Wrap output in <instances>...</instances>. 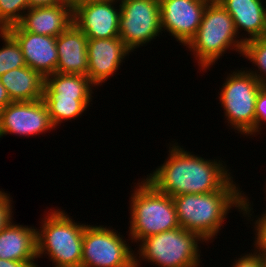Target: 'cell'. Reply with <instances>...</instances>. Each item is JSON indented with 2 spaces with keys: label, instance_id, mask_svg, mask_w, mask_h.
<instances>
[{
  "label": "cell",
  "instance_id": "cell-19",
  "mask_svg": "<svg viewBox=\"0 0 266 267\" xmlns=\"http://www.w3.org/2000/svg\"><path fill=\"white\" fill-rule=\"evenodd\" d=\"M0 81L12 102L43 99L45 78L28 66L2 74Z\"/></svg>",
  "mask_w": 266,
  "mask_h": 267
},
{
  "label": "cell",
  "instance_id": "cell-15",
  "mask_svg": "<svg viewBox=\"0 0 266 267\" xmlns=\"http://www.w3.org/2000/svg\"><path fill=\"white\" fill-rule=\"evenodd\" d=\"M73 23L69 4L29 8L17 25L27 32L57 37Z\"/></svg>",
  "mask_w": 266,
  "mask_h": 267
},
{
  "label": "cell",
  "instance_id": "cell-24",
  "mask_svg": "<svg viewBox=\"0 0 266 267\" xmlns=\"http://www.w3.org/2000/svg\"><path fill=\"white\" fill-rule=\"evenodd\" d=\"M29 9V0H0V30L17 24Z\"/></svg>",
  "mask_w": 266,
  "mask_h": 267
},
{
  "label": "cell",
  "instance_id": "cell-26",
  "mask_svg": "<svg viewBox=\"0 0 266 267\" xmlns=\"http://www.w3.org/2000/svg\"><path fill=\"white\" fill-rule=\"evenodd\" d=\"M255 241L254 246L257 251H266V210L257 220L254 221Z\"/></svg>",
  "mask_w": 266,
  "mask_h": 267
},
{
  "label": "cell",
  "instance_id": "cell-31",
  "mask_svg": "<svg viewBox=\"0 0 266 267\" xmlns=\"http://www.w3.org/2000/svg\"><path fill=\"white\" fill-rule=\"evenodd\" d=\"M0 267H30L26 262L0 259Z\"/></svg>",
  "mask_w": 266,
  "mask_h": 267
},
{
  "label": "cell",
  "instance_id": "cell-28",
  "mask_svg": "<svg viewBox=\"0 0 266 267\" xmlns=\"http://www.w3.org/2000/svg\"><path fill=\"white\" fill-rule=\"evenodd\" d=\"M241 257V258H240ZM234 260L231 267H263L261 253L255 250L253 253H247Z\"/></svg>",
  "mask_w": 266,
  "mask_h": 267
},
{
  "label": "cell",
  "instance_id": "cell-14",
  "mask_svg": "<svg viewBox=\"0 0 266 267\" xmlns=\"http://www.w3.org/2000/svg\"><path fill=\"white\" fill-rule=\"evenodd\" d=\"M131 51L120 37L109 39H88L87 56L89 80L99 86L119 69L121 63Z\"/></svg>",
  "mask_w": 266,
  "mask_h": 267
},
{
  "label": "cell",
  "instance_id": "cell-25",
  "mask_svg": "<svg viewBox=\"0 0 266 267\" xmlns=\"http://www.w3.org/2000/svg\"><path fill=\"white\" fill-rule=\"evenodd\" d=\"M264 122L266 123V85L261 87L256 97L255 134L261 131V125L265 124Z\"/></svg>",
  "mask_w": 266,
  "mask_h": 267
},
{
  "label": "cell",
  "instance_id": "cell-8",
  "mask_svg": "<svg viewBox=\"0 0 266 267\" xmlns=\"http://www.w3.org/2000/svg\"><path fill=\"white\" fill-rule=\"evenodd\" d=\"M118 231L104 225H86L81 267H135V251Z\"/></svg>",
  "mask_w": 266,
  "mask_h": 267
},
{
  "label": "cell",
  "instance_id": "cell-29",
  "mask_svg": "<svg viewBox=\"0 0 266 267\" xmlns=\"http://www.w3.org/2000/svg\"><path fill=\"white\" fill-rule=\"evenodd\" d=\"M68 4L67 0H29V8Z\"/></svg>",
  "mask_w": 266,
  "mask_h": 267
},
{
  "label": "cell",
  "instance_id": "cell-9",
  "mask_svg": "<svg viewBox=\"0 0 266 267\" xmlns=\"http://www.w3.org/2000/svg\"><path fill=\"white\" fill-rule=\"evenodd\" d=\"M119 1V37L131 52L162 33L159 0Z\"/></svg>",
  "mask_w": 266,
  "mask_h": 267
},
{
  "label": "cell",
  "instance_id": "cell-18",
  "mask_svg": "<svg viewBox=\"0 0 266 267\" xmlns=\"http://www.w3.org/2000/svg\"><path fill=\"white\" fill-rule=\"evenodd\" d=\"M232 17L235 29L246 31L244 41L266 36V1L264 0H217Z\"/></svg>",
  "mask_w": 266,
  "mask_h": 267
},
{
  "label": "cell",
  "instance_id": "cell-27",
  "mask_svg": "<svg viewBox=\"0 0 266 267\" xmlns=\"http://www.w3.org/2000/svg\"><path fill=\"white\" fill-rule=\"evenodd\" d=\"M12 202L10 194L0 190V231L13 220Z\"/></svg>",
  "mask_w": 266,
  "mask_h": 267
},
{
  "label": "cell",
  "instance_id": "cell-30",
  "mask_svg": "<svg viewBox=\"0 0 266 267\" xmlns=\"http://www.w3.org/2000/svg\"><path fill=\"white\" fill-rule=\"evenodd\" d=\"M11 99L9 98L7 91L3 84L0 81V111L5 108L7 105L11 103Z\"/></svg>",
  "mask_w": 266,
  "mask_h": 267
},
{
  "label": "cell",
  "instance_id": "cell-32",
  "mask_svg": "<svg viewBox=\"0 0 266 267\" xmlns=\"http://www.w3.org/2000/svg\"><path fill=\"white\" fill-rule=\"evenodd\" d=\"M106 0H67V3L70 5L74 11L77 7H80L84 4L93 3V2H102Z\"/></svg>",
  "mask_w": 266,
  "mask_h": 267
},
{
  "label": "cell",
  "instance_id": "cell-23",
  "mask_svg": "<svg viewBox=\"0 0 266 267\" xmlns=\"http://www.w3.org/2000/svg\"><path fill=\"white\" fill-rule=\"evenodd\" d=\"M242 56L258 68L247 71L266 85V36L245 41Z\"/></svg>",
  "mask_w": 266,
  "mask_h": 267
},
{
  "label": "cell",
  "instance_id": "cell-13",
  "mask_svg": "<svg viewBox=\"0 0 266 267\" xmlns=\"http://www.w3.org/2000/svg\"><path fill=\"white\" fill-rule=\"evenodd\" d=\"M6 30L20 45L26 66L44 78L57 72L56 37L23 31L17 24Z\"/></svg>",
  "mask_w": 266,
  "mask_h": 267
},
{
  "label": "cell",
  "instance_id": "cell-34",
  "mask_svg": "<svg viewBox=\"0 0 266 267\" xmlns=\"http://www.w3.org/2000/svg\"><path fill=\"white\" fill-rule=\"evenodd\" d=\"M32 267H40V266H38V265L35 263Z\"/></svg>",
  "mask_w": 266,
  "mask_h": 267
},
{
  "label": "cell",
  "instance_id": "cell-21",
  "mask_svg": "<svg viewBox=\"0 0 266 267\" xmlns=\"http://www.w3.org/2000/svg\"><path fill=\"white\" fill-rule=\"evenodd\" d=\"M53 126L75 119L88 109L92 99L43 98Z\"/></svg>",
  "mask_w": 266,
  "mask_h": 267
},
{
  "label": "cell",
  "instance_id": "cell-1",
  "mask_svg": "<svg viewBox=\"0 0 266 267\" xmlns=\"http://www.w3.org/2000/svg\"><path fill=\"white\" fill-rule=\"evenodd\" d=\"M181 147L170 143L167 159L145 177L159 192L171 197L205 194L222 190L233 179L224 161L205 159Z\"/></svg>",
  "mask_w": 266,
  "mask_h": 267
},
{
  "label": "cell",
  "instance_id": "cell-11",
  "mask_svg": "<svg viewBox=\"0 0 266 267\" xmlns=\"http://www.w3.org/2000/svg\"><path fill=\"white\" fill-rule=\"evenodd\" d=\"M210 0H159L162 31L186 46L195 36Z\"/></svg>",
  "mask_w": 266,
  "mask_h": 267
},
{
  "label": "cell",
  "instance_id": "cell-5",
  "mask_svg": "<svg viewBox=\"0 0 266 267\" xmlns=\"http://www.w3.org/2000/svg\"><path fill=\"white\" fill-rule=\"evenodd\" d=\"M136 184L130 201L128 236L132 242L139 244L148 236L180 227L171 196L159 192L145 178Z\"/></svg>",
  "mask_w": 266,
  "mask_h": 267
},
{
  "label": "cell",
  "instance_id": "cell-7",
  "mask_svg": "<svg viewBox=\"0 0 266 267\" xmlns=\"http://www.w3.org/2000/svg\"><path fill=\"white\" fill-rule=\"evenodd\" d=\"M246 70L235 69L227 75L219 94V103L229 127L244 136H255L256 97L263 84Z\"/></svg>",
  "mask_w": 266,
  "mask_h": 267
},
{
  "label": "cell",
  "instance_id": "cell-33",
  "mask_svg": "<svg viewBox=\"0 0 266 267\" xmlns=\"http://www.w3.org/2000/svg\"><path fill=\"white\" fill-rule=\"evenodd\" d=\"M261 253L263 267H266V251H259Z\"/></svg>",
  "mask_w": 266,
  "mask_h": 267
},
{
  "label": "cell",
  "instance_id": "cell-20",
  "mask_svg": "<svg viewBox=\"0 0 266 267\" xmlns=\"http://www.w3.org/2000/svg\"><path fill=\"white\" fill-rule=\"evenodd\" d=\"M92 87L86 75L56 72L45 77L43 98L92 99Z\"/></svg>",
  "mask_w": 266,
  "mask_h": 267
},
{
  "label": "cell",
  "instance_id": "cell-22",
  "mask_svg": "<svg viewBox=\"0 0 266 267\" xmlns=\"http://www.w3.org/2000/svg\"><path fill=\"white\" fill-rule=\"evenodd\" d=\"M4 46L0 49V76L15 68L26 66L22 50L16 39L7 31L0 30Z\"/></svg>",
  "mask_w": 266,
  "mask_h": 267
},
{
  "label": "cell",
  "instance_id": "cell-2",
  "mask_svg": "<svg viewBox=\"0 0 266 267\" xmlns=\"http://www.w3.org/2000/svg\"><path fill=\"white\" fill-rule=\"evenodd\" d=\"M234 183L232 179L222 190L172 197L179 226L197 233L209 243L222 229L232 207L241 210L244 217L251 218L253 208L249 197Z\"/></svg>",
  "mask_w": 266,
  "mask_h": 267
},
{
  "label": "cell",
  "instance_id": "cell-4",
  "mask_svg": "<svg viewBox=\"0 0 266 267\" xmlns=\"http://www.w3.org/2000/svg\"><path fill=\"white\" fill-rule=\"evenodd\" d=\"M36 230L37 258L45 256L54 267H81L85 224L60 209H50Z\"/></svg>",
  "mask_w": 266,
  "mask_h": 267
},
{
  "label": "cell",
  "instance_id": "cell-12",
  "mask_svg": "<svg viewBox=\"0 0 266 267\" xmlns=\"http://www.w3.org/2000/svg\"><path fill=\"white\" fill-rule=\"evenodd\" d=\"M119 0L93 2L77 7L73 11V23L88 39L119 37ZM115 5V6H114Z\"/></svg>",
  "mask_w": 266,
  "mask_h": 267
},
{
  "label": "cell",
  "instance_id": "cell-10",
  "mask_svg": "<svg viewBox=\"0 0 266 267\" xmlns=\"http://www.w3.org/2000/svg\"><path fill=\"white\" fill-rule=\"evenodd\" d=\"M53 129L43 99L11 102L0 111V138L8 134L33 137Z\"/></svg>",
  "mask_w": 266,
  "mask_h": 267
},
{
  "label": "cell",
  "instance_id": "cell-3",
  "mask_svg": "<svg viewBox=\"0 0 266 267\" xmlns=\"http://www.w3.org/2000/svg\"><path fill=\"white\" fill-rule=\"evenodd\" d=\"M234 21L217 1L210 0L206 6L199 29L186 47L192 51L202 71H207L221 58L227 49L241 54L244 38L238 39Z\"/></svg>",
  "mask_w": 266,
  "mask_h": 267
},
{
  "label": "cell",
  "instance_id": "cell-17",
  "mask_svg": "<svg viewBox=\"0 0 266 267\" xmlns=\"http://www.w3.org/2000/svg\"><path fill=\"white\" fill-rule=\"evenodd\" d=\"M14 224L11 220L0 231V259L26 262L32 267L38 259L37 228Z\"/></svg>",
  "mask_w": 266,
  "mask_h": 267
},
{
  "label": "cell",
  "instance_id": "cell-16",
  "mask_svg": "<svg viewBox=\"0 0 266 267\" xmlns=\"http://www.w3.org/2000/svg\"><path fill=\"white\" fill-rule=\"evenodd\" d=\"M87 40L88 38L74 23L56 37L57 73L87 76Z\"/></svg>",
  "mask_w": 266,
  "mask_h": 267
},
{
  "label": "cell",
  "instance_id": "cell-6",
  "mask_svg": "<svg viewBox=\"0 0 266 267\" xmlns=\"http://www.w3.org/2000/svg\"><path fill=\"white\" fill-rule=\"evenodd\" d=\"M199 241L205 242L182 227L148 236L138 245L135 267H140L142 259L158 267H200Z\"/></svg>",
  "mask_w": 266,
  "mask_h": 267
}]
</instances>
